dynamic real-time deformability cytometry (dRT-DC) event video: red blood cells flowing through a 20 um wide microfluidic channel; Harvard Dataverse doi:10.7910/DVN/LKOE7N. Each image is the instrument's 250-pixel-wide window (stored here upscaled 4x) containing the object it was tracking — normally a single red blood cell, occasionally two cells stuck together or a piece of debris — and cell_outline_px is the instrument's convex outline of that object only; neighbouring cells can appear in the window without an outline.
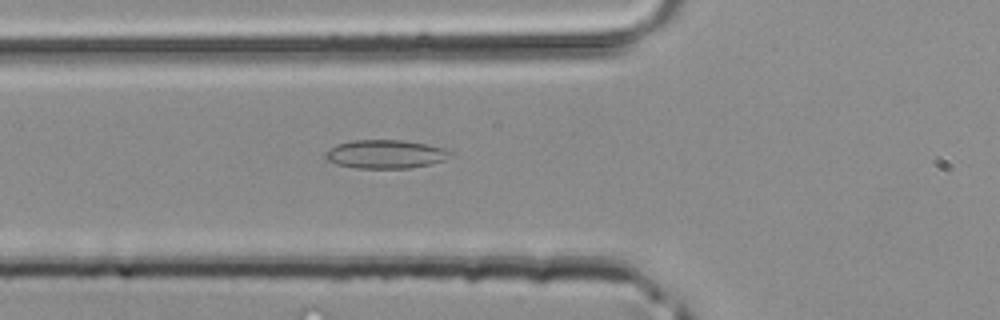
{"species": "common noctule bat (a hibernating species)", "species_latin": "Nyctalus noctula", "temperature_condition": "room temperature", "stored_images_in_passage": 11, "camera_frame_rate_fps": 3000, "um_per_image_px": 0.085, "animal": {"sex": "male", "body_mass_g": 20.4}, "frame": {"image": 1, "passage_image": 3, "time_ms": 0.667, "image_size_px": [1000, 320], "cell_outline_px": [[452, 156], [444, 160], [428, 164], [408, 168], [356, 168], [336, 164], [328, 160], [324, 156], [324, 152], [336, 144], [352, 140], [404, 140], [428, 144], [444, 148], [452, 152]], "centroid_in_image_um": [32.75, 13.09], "position_along_channel_um": 93.0, "area_um2": 20.87}}
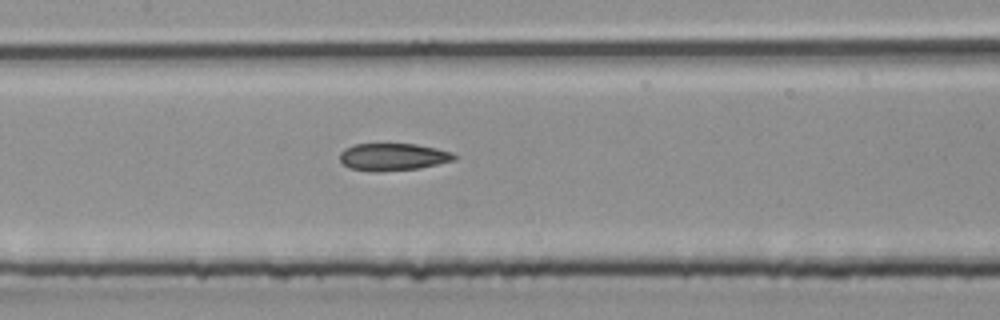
{"frame": {"image": 2, "passage_image": 8, "time_ms": 2.333, "image_size_px": [1000, 320], "cell_outline_px": [[456, 160], [420, 168], [380, 172], [372, 172], [348, 168], [340, 160], [340, 152], [344, 148], [352, 144], [416, 144], [436, 148], [452, 152], [456, 156]], "centroid_in_image_um": [33.38, 13.34], "position_along_channel_um": 174.0, "area_um2": 18.44}}
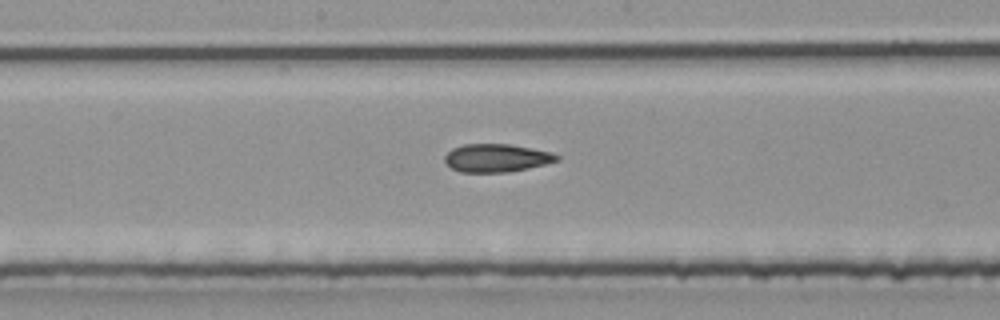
{"frame": {"image": 3, "passage_image": 10, "time_ms": 3.0, "image_size_px": [1000, 320], "cell_outline_px": [[560, 160], [528, 168], [508, 172], [460, 172], [452, 168], [444, 160], [444, 156], [452, 148], [464, 144], [512, 144], [552, 152], [560, 156]], "centroid_in_image_um": [42.22, 13.42], "position_along_channel_um": 206.0, "area_um2": 18.38}}